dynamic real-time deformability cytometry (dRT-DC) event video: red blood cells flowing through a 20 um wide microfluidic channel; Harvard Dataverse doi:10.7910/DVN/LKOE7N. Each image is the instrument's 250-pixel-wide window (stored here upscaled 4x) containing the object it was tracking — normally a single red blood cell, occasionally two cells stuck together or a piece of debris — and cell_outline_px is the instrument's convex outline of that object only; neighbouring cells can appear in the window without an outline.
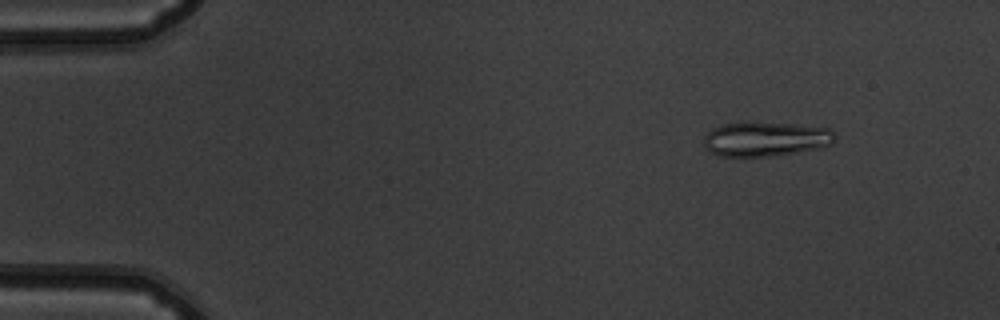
{"species": "common noctule bat (a hibernating species)", "species_latin": "Nyctalus noctula", "temperature_condition": "warm", "stored_images_in_passage": 52, "camera_frame_rate_fps": 3000, "um_per_image_px": 0.085, "animal": {"sex": "male", "body_mass_g": 19.5, "forearm_length_mm": 54.6}, "frame": {"image": 1, "passage_image": 6, "time_ms": 1.667, "image_size_px": [1000, 320], "cell_outline_px": [[836, 140], [832, 144], [816, 148], [768, 156], [716, 156], [704, 148], [704, 136], [712, 128], [724, 124], [796, 124], [828, 128], [836, 136]], "centroid_in_image_um": [65.05, 11.84], "position_along_channel_um": 20.0, "area_um2": 25.66}}
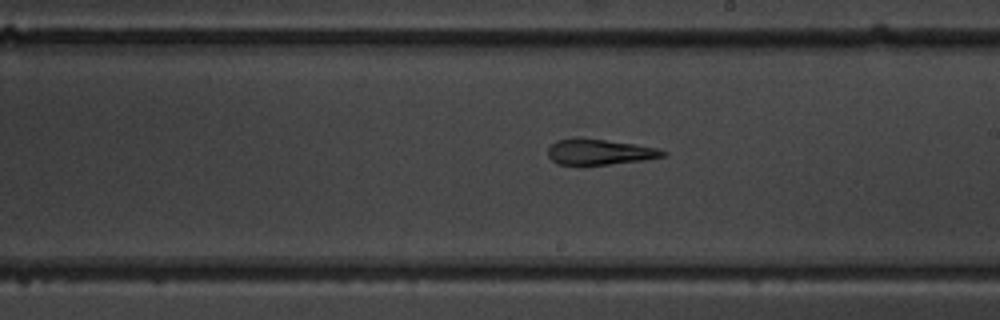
{"frame": {"image": 2, "passage_image": 30, "time_ms": 9.667, "image_size_px": [1000, 320], "cell_outline_px": [[668, 156], [644, 160], [580, 168], [556, 164], [548, 156], [548, 148], [556, 140], [604, 140], [636, 144], [656, 148], [668, 152]], "centroid_in_image_um": [50.97, 12.99], "position_along_channel_um": 238.0, "area_um2": 17.46}}
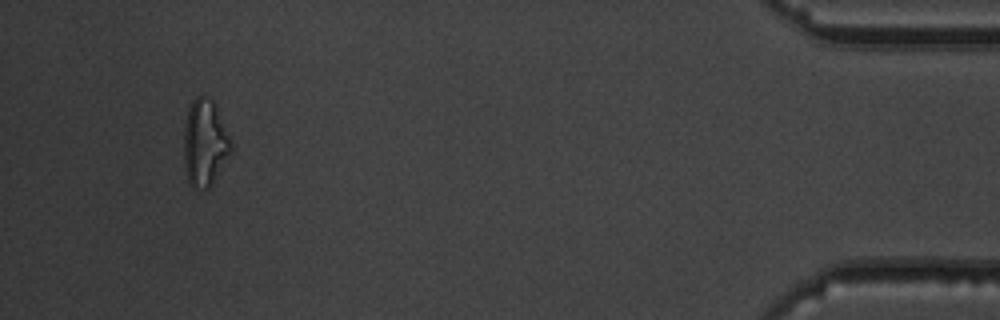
{"frame": {"image": 3, "passage_image": 49, "time_ms": 16.0, "image_size_px": [1000, 320], "cell_outline_px": [[232, 152], [212, 184], [208, 188], [192, 188], [188, 184], [184, 164], [184, 124], [188, 108], [192, 100], [196, 96], [200, 96], [212, 100], [216, 108], [232, 144]], "centroid_in_image_um": [17.38, 12.19], "position_along_channel_um": 417.8, "area_um2": 23.76}, "authors_computed_cell_mechanics": {"area_um2": 19.9988, "velocity_mm_per_s": 3.8987, "shape_relaxation_time_tau1_ms": 6.3516, "shape_relaxation_time_tau2_ms": 1.685, "deformation_change_tau1": 0.2289, "deformation_change_tau2": 0.1398}}